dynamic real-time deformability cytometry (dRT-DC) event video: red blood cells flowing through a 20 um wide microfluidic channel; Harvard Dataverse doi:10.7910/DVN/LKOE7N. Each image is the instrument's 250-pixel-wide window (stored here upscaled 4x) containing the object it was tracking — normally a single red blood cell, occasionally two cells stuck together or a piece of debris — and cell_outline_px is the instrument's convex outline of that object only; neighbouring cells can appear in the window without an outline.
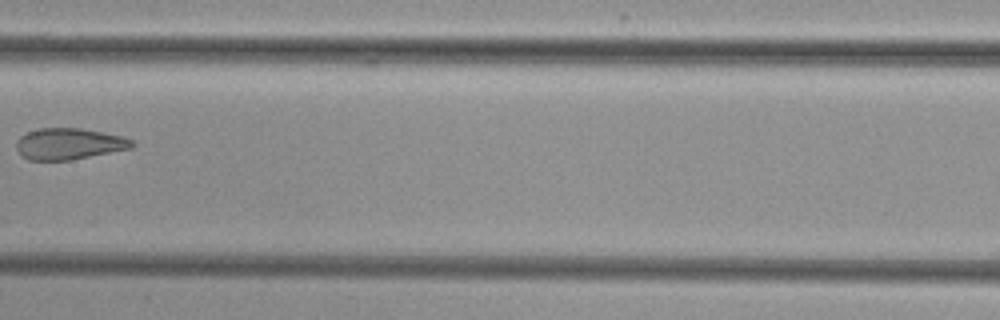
{"species": "common noctule bat (a hibernating species)", "species_latin": "Nyctalus noctula", "temperature_condition": "cold", "stored_images_in_passage": 9, "camera_frame_rate_fps": 3000, "um_per_image_px": 0.085, "animal": {"sex": "female", "body_mass_g": 29.2, "forearm_length_mm": 56.3}, "frame": {"image": 1, "passage_image": 8, "time_ms": 9.333, "image_size_px": [1000, 320], "cell_outline_px": [[136, 144], [132, 148], [72, 160], [28, 160], [20, 156], [16, 148], [16, 140], [20, 136], [28, 132], [40, 128], [80, 128], [124, 136], [132, 140]], "centroid_in_image_um": [5.86, 12.23], "position_along_channel_um": 201.5, "area_um2": 21.33}}
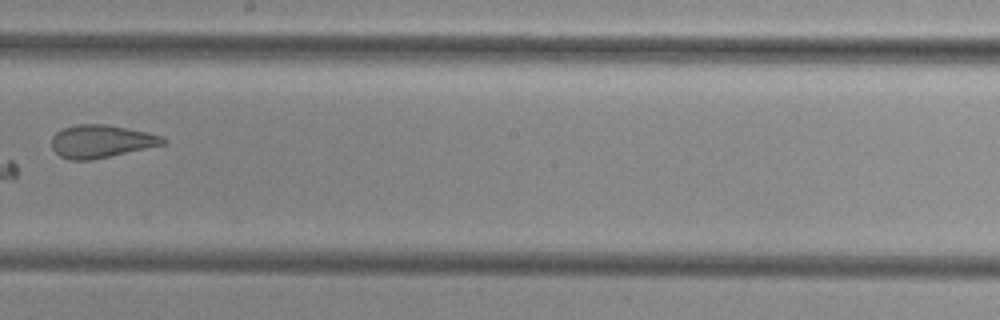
{"frame": {"image": 2, "passage_image": 9, "time_ms": 10.333, "image_size_px": [1000, 320], "cell_outline_px": [[168, 140], [164, 144], [92, 160], [68, 160], [60, 156], [52, 148], [52, 136], [56, 132], [64, 128], [76, 124], [104, 124], [164, 136]], "centroid_in_image_um": [8.57, 12.02], "position_along_channel_um": 239.6, "area_um2": 21.1}}